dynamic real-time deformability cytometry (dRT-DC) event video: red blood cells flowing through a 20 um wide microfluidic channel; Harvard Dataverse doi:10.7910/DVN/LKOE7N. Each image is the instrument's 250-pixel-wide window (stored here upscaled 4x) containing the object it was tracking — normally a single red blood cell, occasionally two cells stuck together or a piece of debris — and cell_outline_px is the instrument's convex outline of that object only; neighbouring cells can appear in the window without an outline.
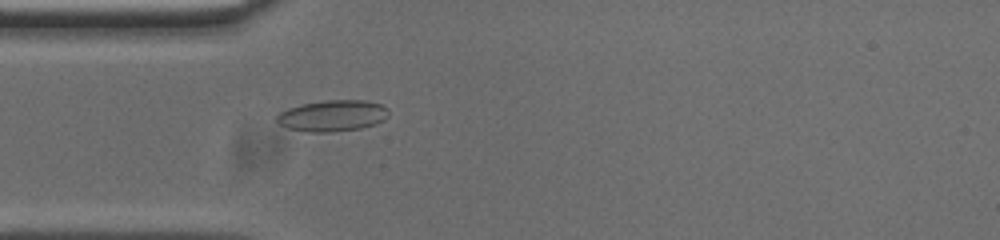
{"species": "common noctule bat (a hibernating species)", "species_latin": "Nyctalus noctula", "temperature_condition": "cold", "stored_images_in_passage": 46, "camera_frame_rate_fps": 3000, "um_per_image_px": 0.085, "animal": {"sex": "male", "body_mass_g": 20.0, "forearm_length_mm": 53.3}, "frame": {"image": 1, "passage_image": 7, "time_ms": 2.0, "image_size_px": [1000, 240], "cell_outline_px": [[388, 116], [384, 120], [376, 124], [360, 128], [328, 132], [308, 132], [288, 128], [280, 124], [276, 120], [276, 116], [280, 112], [288, 108], [300, 104], [324, 100], [364, 100], [380, 104], [388, 108]], "centroid_in_image_um": [28.26, 9.83], "position_along_channel_um": 56.7, "area_um2": 20.4}}
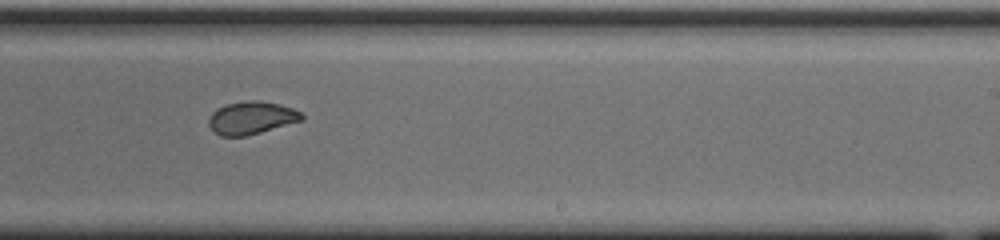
{"frame": {"image": 2, "passage_image": 24, "time_ms": 7.667, "image_size_px": [1000, 240], "cell_outline_px": [[304, 120], [260, 132], [244, 136], [220, 136], [208, 124], [208, 116], [216, 108], [228, 104], [244, 100], [260, 100], [280, 104], [292, 108], [300, 112], [304, 116]], "centroid_in_image_um": [21.37, 10.0], "position_along_channel_um": 267.6, "area_um2": 17.8}}
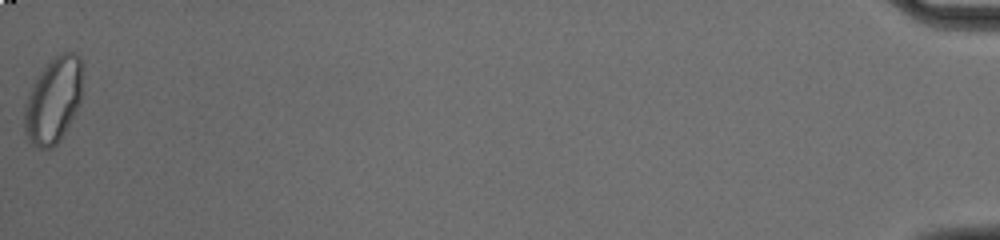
{"frame": {"image": 3, "passage_image": 46, "time_ms": 15.0, "image_size_px": [1000, 240], "cell_outline_px": [[84, 64], [80, 104], [60, 140], [52, 148], [36, 148], [28, 140], [24, 132], [24, 104], [36, 76], [56, 56], [64, 52], [76, 52], [80, 56]], "centroid_in_image_um": [4.55, 8.51], "position_along_channel_um": 430.6, "area_um2": 29.48}, "authors_computed_cell_mechanics": {"area_um2": 18.9873, "velocity_mm_per_s": 3.7376, "shape_relaxation_time_tau1_ms": null, "shape_relaxation_time_tau2_ms": 1.2261, "deformation_change_tau1": null, "deformation_change_tau2": 0.0475}}